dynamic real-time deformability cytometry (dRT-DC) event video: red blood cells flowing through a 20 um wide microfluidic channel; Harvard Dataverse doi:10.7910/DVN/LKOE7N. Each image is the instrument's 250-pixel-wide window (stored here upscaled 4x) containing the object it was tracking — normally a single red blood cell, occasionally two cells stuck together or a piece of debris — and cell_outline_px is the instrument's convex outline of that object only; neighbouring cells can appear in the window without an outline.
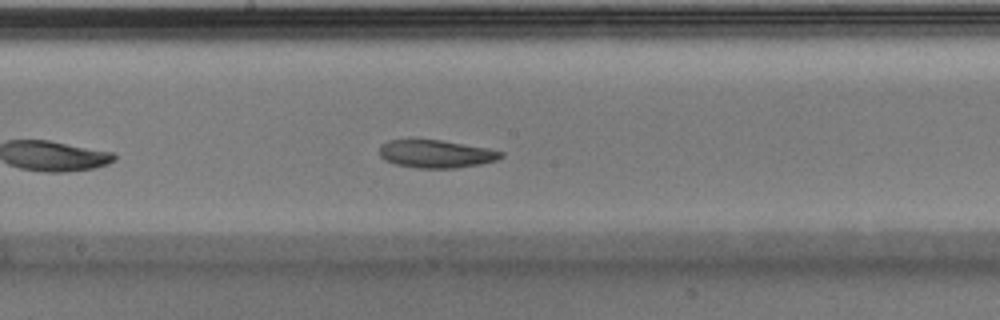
{"species": "Egyptian fruit bat (a non-hibernating species)", "species_latin": "Rousettus aegyptiacus", "temperature_condition": "warm", "stored_images_in_passage": 26, "camera_frame_rate_fps": 3000, "um_per_image_px": 0.085, "animal": {"sex": "male"}, "frame": {"image": 1, "passage_image": 12, "time_ms": 3.667, "image_size_px": [1000, 320], "cell_outline_px": [[504, 156], [496, 160], [480, 164], [456, 168], [416, 168], [396, 164], [384, 160], [380, 156], [380, 144], [388, 140], [440, 140], [488, 148], [504, 152]], "centroid_in_image_um": [37.06, 13.08], "position_along_channel_um": 211.1, "area_um2": 19.71}}